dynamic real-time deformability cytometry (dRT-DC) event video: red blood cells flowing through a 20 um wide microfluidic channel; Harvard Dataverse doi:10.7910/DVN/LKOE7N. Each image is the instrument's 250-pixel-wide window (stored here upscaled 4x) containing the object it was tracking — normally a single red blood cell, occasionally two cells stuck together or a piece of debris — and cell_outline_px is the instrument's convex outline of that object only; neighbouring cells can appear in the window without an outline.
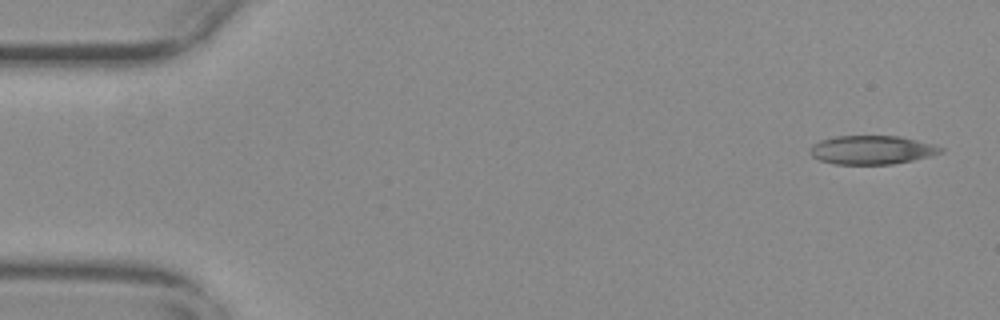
{"species": "common noctule bat (a hibernating species)", "species_latin": "Nyctalus noctula", "temperature_condition": "warm", "stored_images_in_passage": 40, "camera_frame_rate_fps": 3000, "um_per_image_px": 0.085, "animal": {"sex": "female", "body_mass_g": 29.2, "forearm_length_mm": 56.3}, "frame": {"image": 1, "passage_image": 1, "time_ms": 0.0, "image_size_px": [1000, 320], "cell_outline_px": [[944, 152], [932, 156], [892, 164], [836, 164], [820, 160], [812, 156], [808, 152], [812, 144], [820, 140], [836, 136], [900, 136], [936, 144], [944, 148]], "centroid_in_image_um": [74.14, 12.74], "position_along_channel_um": 10.9, "area_um2": 22.08}}
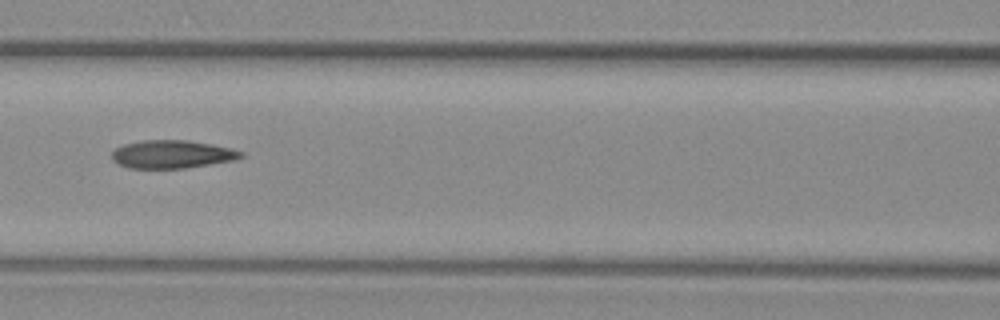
{"frame": {"image": 2, "passage_image": 23, "time_ms": 7.333, "image_size_px": [1000, 320], "cell_outline_px": [[244, 156], [236, 160], [184, 168], [128, 168], [112, 160], [112, 152], [116, 148], [124, 144], [140, 140], [188, 140], [212, 144], [244, 152]], "centroid_in_image_um": [14.62, 13.11], "position_along_channel_um": 152.0, "area_um2": 21.1}}
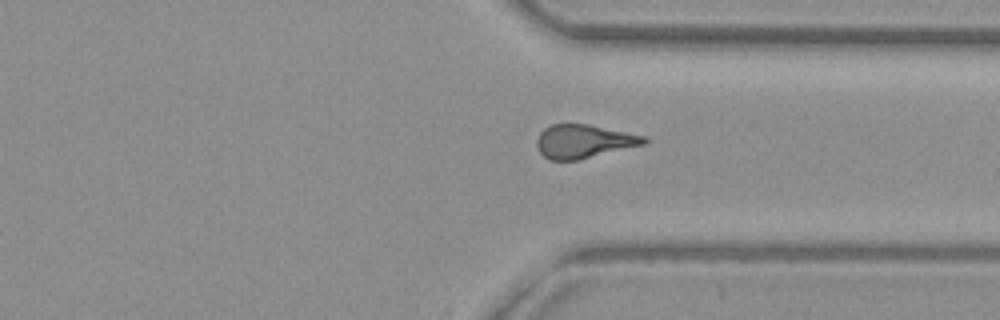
{"frame": {"image": 3, "passage_image": 40, "time_ms": 13.0, "image_size_px": [1000, 320], "cell_outline_px": [[648, 140], [644, 144], [576, 160], [548, 160], [540, 152], [536, 144], [536, 140], [540, 132], [544, 128], [552, 124], [588, 124], [644, 136]], "centroid_in_image_um": [49.57, 12.01], "position_along_channel_um": 361.8, "area_um2": 20.63}}